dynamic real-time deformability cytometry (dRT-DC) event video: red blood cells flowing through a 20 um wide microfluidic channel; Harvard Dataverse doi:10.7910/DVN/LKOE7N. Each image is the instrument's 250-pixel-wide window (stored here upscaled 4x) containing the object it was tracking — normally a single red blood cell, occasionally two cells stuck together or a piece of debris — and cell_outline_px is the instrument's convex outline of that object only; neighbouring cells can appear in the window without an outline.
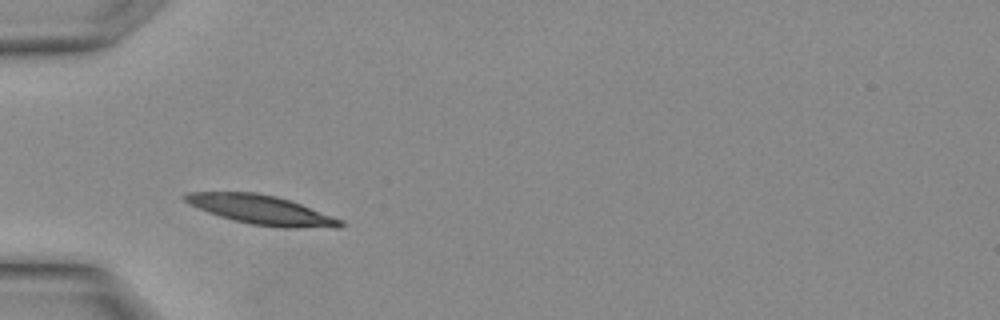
{"species": "Egyptian fruit bat (a non-hibernating species)", "species_latin": "Rousettus aegyptiacus", "temperature_condition": "warm", "stored_images_in_passage": 23, "camera_frame_rate_fps": 3000, "um_per_image_px": 0.085, "animal": {"sex": "female"}, "frame": {"image": 1, "passage_image": 4, "time_ms": 1.0, "image_size_px": [1000, 320], "cell_outline_px": [[344, 224], [340, 228], [280, 228], [248, 224], [232, 220], [208, 212], [188, 204], [184, 200], [184, 196], [188, 192], [256, 192], [276, 196], [300, 204], [344, 220]], "centroid_in_image_um": [22.25, 17.86], "position_along_channel_um": 62.8, "area_um2": 26.59}}
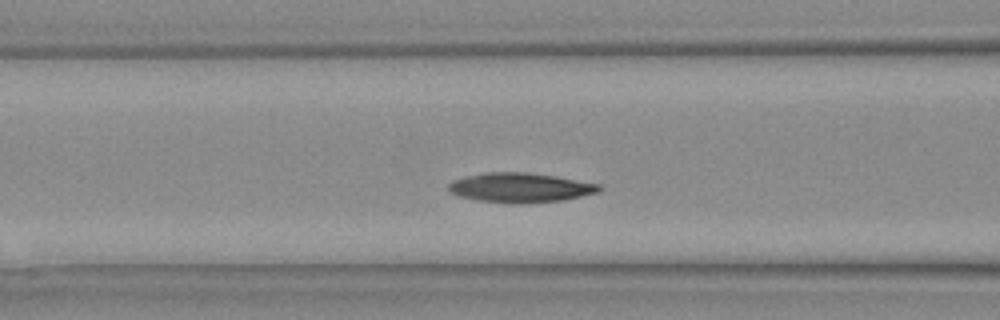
{"frame": {"image": 2, "passage_image": 7, "time_ms": 2.0, "image_size_px": [1000, 320], "cell_outline_px": [[604, 188], [600, 192], [564, 200], [520, 204], [508, 204], [476, 200], [460, 196], [448, 192], [448, 184], [452, 180], [464, 176], [484, 172], [528, 172], [556, 176], [600, 184]], "centroid_in_image_um": [44.22, 15.95], "position_along_channel_um": 122.4, "area_um2": 26.47}}